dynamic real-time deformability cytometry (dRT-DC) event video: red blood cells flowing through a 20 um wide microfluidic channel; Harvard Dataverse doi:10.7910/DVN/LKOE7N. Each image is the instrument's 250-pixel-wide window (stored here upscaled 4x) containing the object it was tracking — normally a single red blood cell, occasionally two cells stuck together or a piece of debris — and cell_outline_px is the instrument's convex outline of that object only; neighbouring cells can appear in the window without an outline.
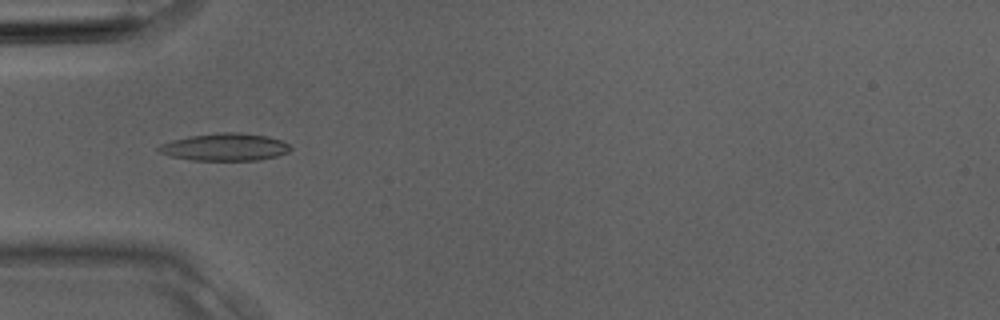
{"species": "Egyptian fruit bat (a non-hibernating species)", "species_latin": "Rousettus aegyptiacus", "temperature_condition": "room temperature", "stored_images_in_passage": 4, "camera_frame_rate_fps": 3000, "um_per_image_px": 0.085, "animal": {"sex": "male"}, "frame": {"image": 1, "passage_image": 4, "time_ms": 1.0, "image_size_px": [1000, 320], "cell_outline_px": [[292, 148], [288, 152], [276, 156], [256, 160], [192, 160], [172, 156], [160, 152], [156, 148], [160, 144], [172, 140], [188, 136], [220, 132], [236, 132], [268, 136], [280, 140], [288, 144]], "centroid_in_image_um": [19.11, 12.49], "position_along_channel_um": 65.9, "area_um2": 20.92}}